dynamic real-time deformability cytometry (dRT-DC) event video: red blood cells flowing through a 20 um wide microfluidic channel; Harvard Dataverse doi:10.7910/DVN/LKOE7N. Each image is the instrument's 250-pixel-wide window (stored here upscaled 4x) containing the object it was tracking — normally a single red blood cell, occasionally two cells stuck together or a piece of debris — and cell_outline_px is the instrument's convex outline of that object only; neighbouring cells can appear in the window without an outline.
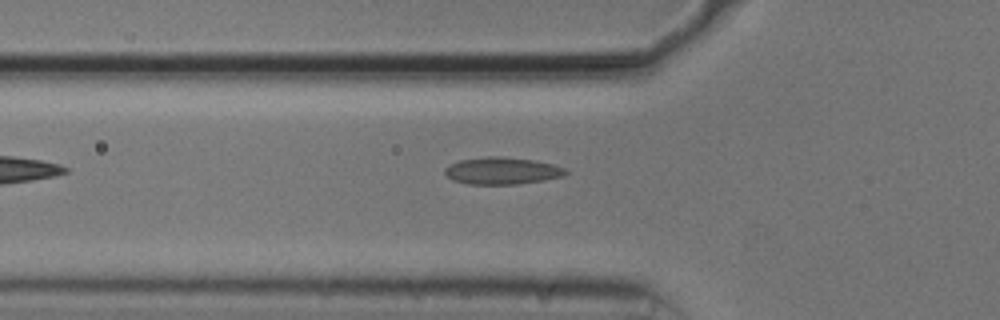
{"species": "common noctule bat (a hibernating species)", "species_latin": "Nyctalus noctula", "temperature_condition": "cold", "stored_images_in_passage": 31, "camera_frame_rate_fps": 3000, "um_per_image_px": 0.085, "animal": {"sex": "male", "body_mass_g": 20.5, "forearm_length_mm": 52.5}, "frame": {"image": 1, "passage_image": 2, "time_ms": 0.333, "image_size_px": [1000, 320], "cell_outline_px": [[568, 172], [564, 176], [544, 180], [516, 184], [468, 184], [452, 180], [444, 172], [444, 168], [448, 164], [460, 160], [488, 156], [500, 156], [536, 160], [552, 164], [564, 168]], "centroid_in_image_um": [42.66, 14.51], "position_along_channel_um": 83.1, "area_um2": 19.13}}
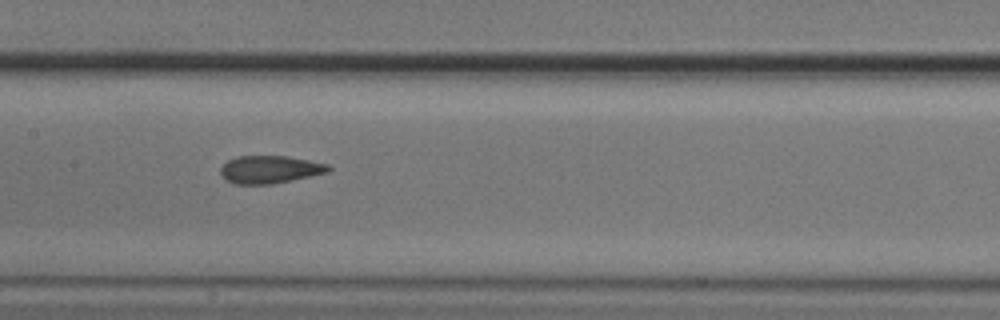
{"frame": {"image": 2, "passage_image": 10, "time_ms": 3.0, "image_size_px": [1000, 320], "cell_outline_px": [[332, 168], [328, 172], [292, 180], [272, 184], [236, 184], [228, 180], [220, 172], [220, 168], [228, 160], [236, 156], [284, 156], [308, 160], [328, 164]], "centroid_in_image_um": [22.95, 14.4], "position_along_channel_um": 184.5, "area_um2": 17.22}}
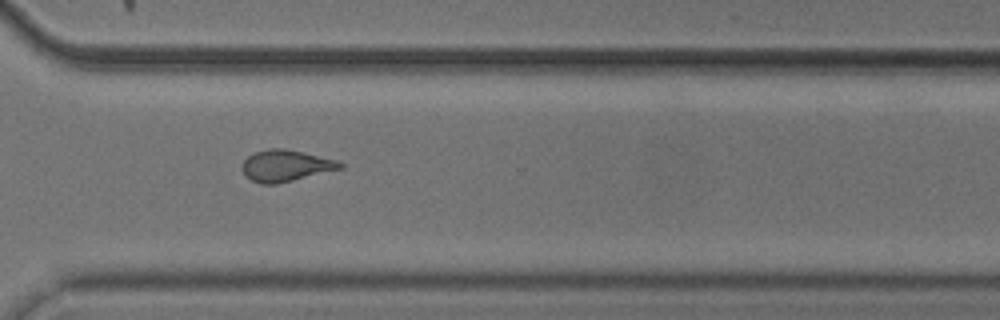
{"frame": {"image": 3, "passage_image": 23, "time_ms": 7.333, "image_size_px": [1000, 320], "cell_outline_px": [[344, 168], [276, 184], [260, 184], [244, 176], [240, 168], [244, 160], [248, 156], [256, 152], [272, 148], [284, 148], [336, 160], [344, 164]], "centroid_in_image_um": [24.25, 14.09], "position_along_channel_um": 346.3, "area_um2": 17.92}}